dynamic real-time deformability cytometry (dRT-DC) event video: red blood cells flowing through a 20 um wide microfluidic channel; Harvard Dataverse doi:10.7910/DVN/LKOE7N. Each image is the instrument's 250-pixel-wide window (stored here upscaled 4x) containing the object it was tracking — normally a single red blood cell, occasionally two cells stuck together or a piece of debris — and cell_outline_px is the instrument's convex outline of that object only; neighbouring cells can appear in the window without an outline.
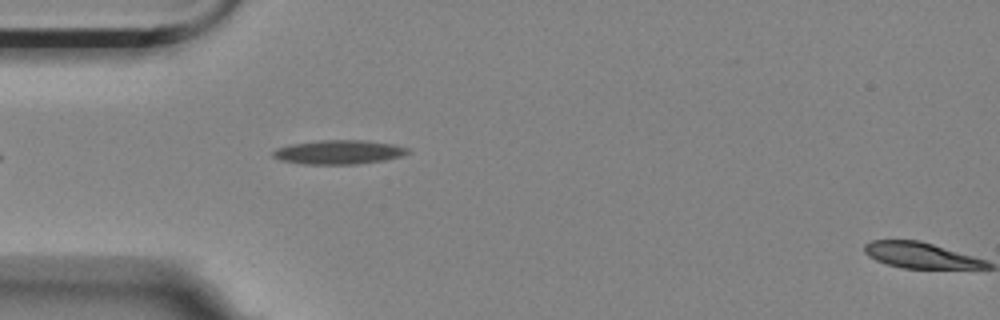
{"species": "Egyptian fruit bat (a non-hibernating species)", "species_latin": "Rousettus aegyptiacus", "temperature_condition": "room temperature", "stored_images_in_passage": 2, "segment_of_instrument_passage": [1, 2], "camera_frame_rate_fps": 3000, "um_per_image_px": 0.085, "animal": {"sex": "female"}, "frame": {"image": 1, "passage_image": 1, "time_ms": 0.0, "image_size_px": [1000, 320], "cell_outline_px": [[412, 152], [400, 156], [384, 160], [356, 164], [304, 164], [280, 160], [272, 156], [272, 152], [276, 148], [292, 144], [320, 140], [368, 140], [392, 144], [408, 148]], "centroid_in_image_um": [28.8, 12.92], "position_along_channel_um": 56.2, "area_um2": 18.9}}